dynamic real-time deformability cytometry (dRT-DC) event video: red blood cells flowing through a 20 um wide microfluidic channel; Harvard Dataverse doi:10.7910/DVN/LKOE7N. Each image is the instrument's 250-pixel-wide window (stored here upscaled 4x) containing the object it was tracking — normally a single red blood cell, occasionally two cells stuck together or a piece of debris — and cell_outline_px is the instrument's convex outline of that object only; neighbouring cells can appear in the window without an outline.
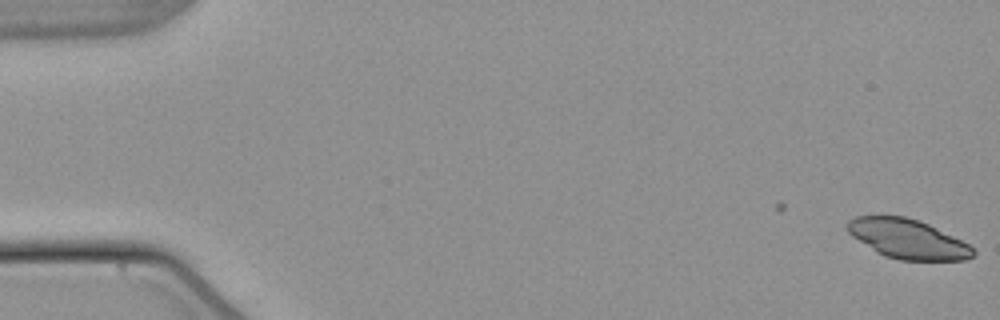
{"species": "common noctule bat (a hibernating species)", "species_latin": "Nyctalus noctula", "temperature_condition": "warm", "stored_images_in_passage": 2, "camera_frame_rate_fps": 3000, "um_per_image_px": 0.085, "animal": {"sex": "male", "body_mass_g": 21.5, "forearm_length_mm": 52.0}, "frame": {"image": 1, "passage_image": 2, "time_ms": 0.333, "image_size_px": [1000, 320], "cell_outline_px": [[976, 252], [972, 256], [964, 260], [900, 260], [884, 256], [876, 252], [852, 236], [848, 232], [848, 220], [856, 216], [904, 216], [920, 220], [968, 244]], "centroid_in_image_um": [77.13, 20.31], "position_along_channel_um": 7.9, "area_um2": 28.55}}